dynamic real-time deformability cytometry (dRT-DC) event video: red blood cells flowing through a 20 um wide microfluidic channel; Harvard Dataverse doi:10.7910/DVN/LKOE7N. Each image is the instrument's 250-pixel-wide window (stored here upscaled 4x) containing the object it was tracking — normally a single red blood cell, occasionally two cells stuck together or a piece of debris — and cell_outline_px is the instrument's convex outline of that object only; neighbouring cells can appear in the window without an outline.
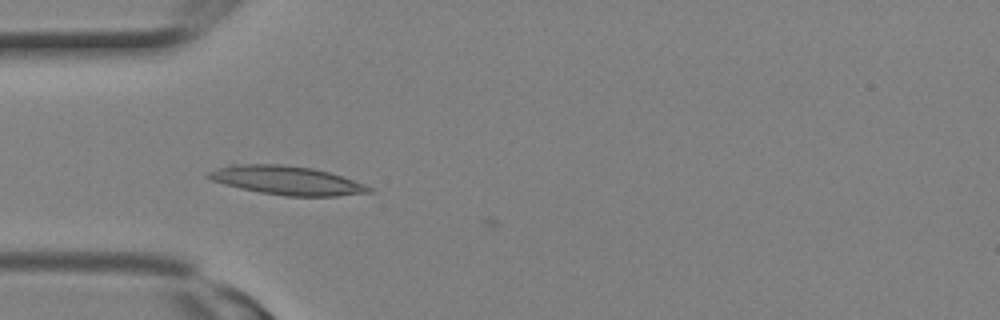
{"species": "Egyptian fruit bat (a non-hibernating species)", "species_latin": "Rousettus aegyptiacus", "temperature_condition": "room temperature", "stored_images_in_passage": 2, "camera_frame_rate_fps": 3000, "um_per_image_px": 0.085, "animal": {"sex": "female"}, "frame": {"image": 1, "passage_image": 2, "time_ms": 0.333, "image_size_px": [1000, 320], "cell_outline_px": [[372, 192], [336, 196], [284, 196], [260, 192], [240, 188], [224, 184], [212, 180], [204, 176], [208, 172], [232, 164], [284, 164], [312, 168], [328, 172], [364, 184], [372, 188]], "centroid_in_image_um": [24.35, 15.33], "position_along_channel_um": 60.6, "area_um2": 26.7}}